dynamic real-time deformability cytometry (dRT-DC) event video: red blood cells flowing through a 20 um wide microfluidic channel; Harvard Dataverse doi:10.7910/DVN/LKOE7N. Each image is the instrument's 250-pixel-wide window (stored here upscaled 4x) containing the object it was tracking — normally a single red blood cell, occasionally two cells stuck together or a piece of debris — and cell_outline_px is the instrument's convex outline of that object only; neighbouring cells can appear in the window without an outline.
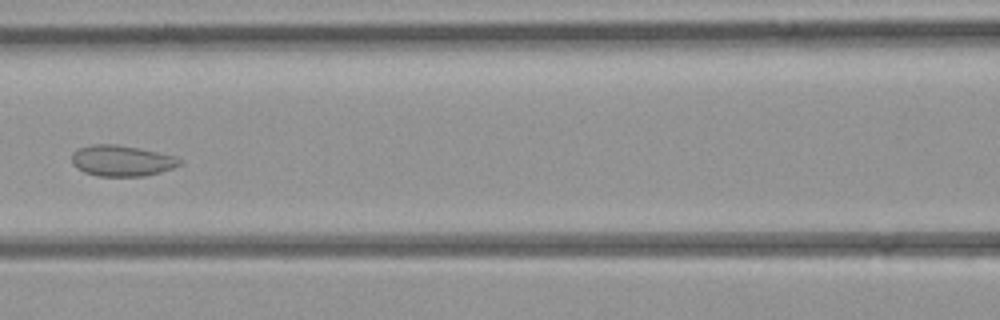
{"species": "common noctule bat (a hibernating species)", "species_latin": "Nyctalus noctula", "temperature_condition": "room temperature", "stored_images_in_passage": 6, "camera_frame_rate_fps": 3000, "um_per_image_px": 0.085, "animal": {"sex": "female", "body_mass_g": 21.9}, "frame": {"image": 1, "passage_image": 6, "time_ms": 6.333, "image_size_px": [1000, 320], "cell_outline_px": [[184, 160], [180, 164], [172, 168], [160, 172], [144, 176], [96, 176], [84, 172], [76, 168], [72, 164], [72, 152], [80, 148], [92, 144], [116, 144], [156, 152], [172, 156]], "centroid_in_image_um": [10.3, 13.67], "position_along_channel_um": 156.3, "area_um2": 19.31}}